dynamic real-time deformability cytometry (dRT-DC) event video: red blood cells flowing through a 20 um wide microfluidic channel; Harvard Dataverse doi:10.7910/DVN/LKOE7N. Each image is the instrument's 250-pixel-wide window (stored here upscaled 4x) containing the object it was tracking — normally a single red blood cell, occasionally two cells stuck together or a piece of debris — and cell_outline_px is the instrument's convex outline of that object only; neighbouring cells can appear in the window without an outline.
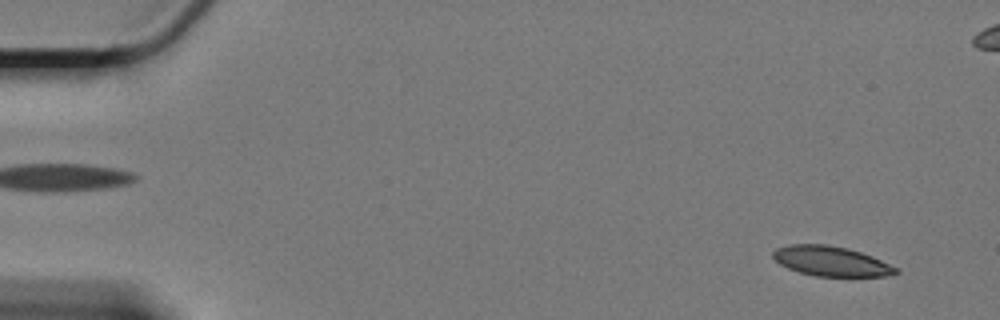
{"species": "Egyptian fruit bat (a non-hibernating species)", "species_latin": "Rousettus aegyptiacus", "temperature_condition": "cold", "stored_images_in_passage": 12, "camera_frame_rate_fps": 3000, "um_per_image_px": 0.085, "animal": {"sex": "female"}, "frame": {"image": 1, "passage_image": 4, "time_ms": 1.0, "image_size_px": [1000, 320], "cell_outline_px": [[900, 272], [884, 276], [816, 276], [800, 272], [788, 268], [780, 264], [772, 256], [772, 252], [776, 248], [788, 244], [828, 244], [848, 248], [872, 256], [896, 268]], "centroid_in_image_um": [70.6, 22.18], "position_along_channel_um": 14.4, "area_um2": 21.21}}